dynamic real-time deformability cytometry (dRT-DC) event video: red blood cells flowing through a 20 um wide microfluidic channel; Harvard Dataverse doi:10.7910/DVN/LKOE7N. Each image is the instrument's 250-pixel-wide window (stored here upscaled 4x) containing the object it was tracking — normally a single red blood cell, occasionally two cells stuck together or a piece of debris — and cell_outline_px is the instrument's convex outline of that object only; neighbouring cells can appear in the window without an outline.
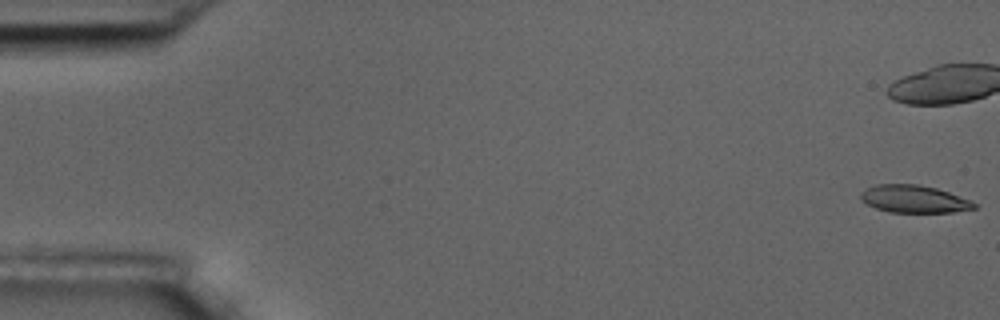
{"species": "common noctule bat (a hibernating species)", "species_latin": "Nyctalus noctula", "temperature_condition": "room temperature", "stored_images_in_passage": 11, "camera_frame_rate_fps": 3000, "um_per_image_px": 0.085, "animal": {"sex": "male", "body_mass_g": 17.5, "forearm_length_mm": 52.3}, "frame": {"image": 1, "passage_image": 1, "time_ms": 0.0, "image_size_px": [1000, 320], "cell_outline_px": [[976, 208], [952, 212], [888, 212], [876, 208], [860, 200], [860, 192], [876, 184], [920, 184], [936, 188], [972, 200], [976, 204]], "centroid_in_image_um": [77.68, 16.91], "position_along_channel_um": 7.3, "area_um2": 18.21}}